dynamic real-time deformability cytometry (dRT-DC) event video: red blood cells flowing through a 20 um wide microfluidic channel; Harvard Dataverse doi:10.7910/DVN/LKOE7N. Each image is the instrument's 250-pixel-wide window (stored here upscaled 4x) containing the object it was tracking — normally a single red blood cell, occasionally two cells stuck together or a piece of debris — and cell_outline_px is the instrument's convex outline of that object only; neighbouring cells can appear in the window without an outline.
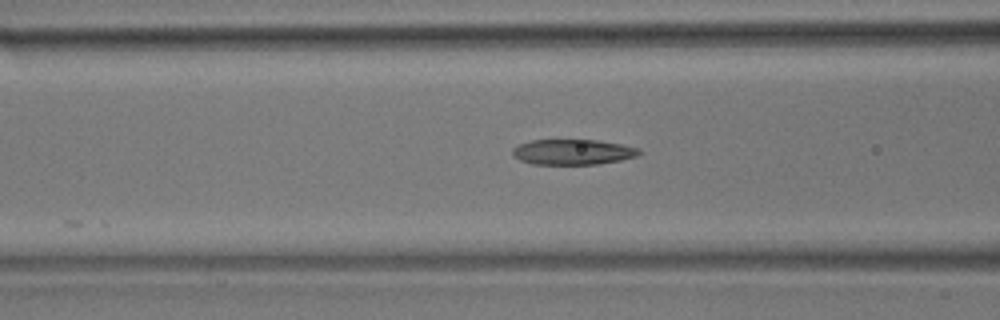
{"species": "common noctule bat (a hibernating species)", "species_latin": "Nyctalus noctula", "temperature_condition": "room temperature", "stored_images_in_passage": 18, "camera_frame_rate_fps": 3000, "um_per_image_px": 0.085, "animal": {"sex": "male", "body_mass_g": 17.9}, "frame": {"image": 1, "passage_image": 12, "time_ms": 3.667, "image_size_px": [1000, 320], "cell_outline_px": [[640, 152], [636, 156], [620, 160], [596, 164], [532, 164], [520, 160], [512, 156], [512, 148], [520, 144], [532, 140], [596, 140], [620, 144], [640, 148]], "centroid_in_image_um": [48.65, 12.92], "position_along_channel_um": 117.9, "area_um2": 18.61}}